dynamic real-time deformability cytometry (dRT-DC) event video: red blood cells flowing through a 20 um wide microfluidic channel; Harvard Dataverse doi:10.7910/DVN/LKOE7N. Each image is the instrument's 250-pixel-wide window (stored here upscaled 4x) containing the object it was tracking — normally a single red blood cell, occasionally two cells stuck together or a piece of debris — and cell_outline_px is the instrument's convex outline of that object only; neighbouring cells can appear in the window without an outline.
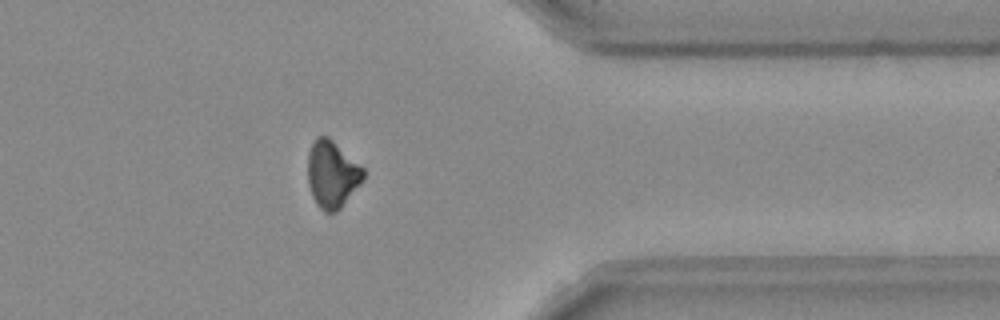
{"species": "Egyptian fruit bat (a non-hibernating species)", "species_latin": "Rousettus aegyptiacus", "temperature_condition": "room temperature", "stored_images_in_passage": 34, "camera_frame_rate_fps": 3000, "um_per_image_px": 0.085, "frame": {"image": 1, "passage_image": 29, "time_ms": 9.333, "image_size_px": [1000, 320], "cell_outline_px": [[364, 180], [340, 208], [336, 212], [324, 212], [316, 204], [312, 196], [308, 184], [308, 152], [316, 136], [328, 136], [364, 168]], "centroid_in_image_um": [28.22, 14.81], "position_along_channel_um": 383.2, "area_um2": 21.73}}